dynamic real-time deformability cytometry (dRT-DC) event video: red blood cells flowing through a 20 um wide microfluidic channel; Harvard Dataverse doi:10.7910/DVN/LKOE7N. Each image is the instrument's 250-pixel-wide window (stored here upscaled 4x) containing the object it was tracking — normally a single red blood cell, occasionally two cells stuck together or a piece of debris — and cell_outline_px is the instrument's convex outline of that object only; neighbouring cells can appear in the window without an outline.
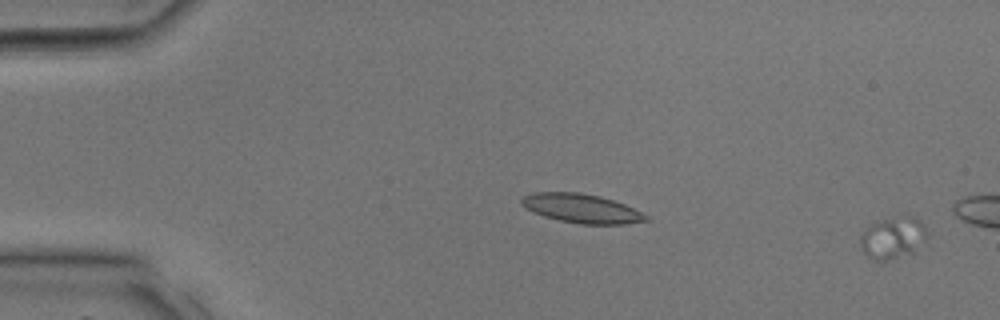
{"species": "common noctule bat (a hibernating species)", "species_latin": "Nyctalus noctula", "temperature_condition": "room temperature", "stored_images_in_passage": 12, "camera_frame_rate_fps": 3000, "um_per_image_px": 0.085, "animal": {"sex": "male", "body_mass_g": 17.9, "forearm_length_mm": 54.2}, "frame": {"image": 1, "passage_image": 1, "time_ms": 0.0, "image_size_px": [1000, 320], "cell_outline_px": [[928, 236], [912, 252], [884, 260], [876, 260], [868, 256], [864, 252], [860, 244], [860, 236], [876, 220], [908, 216], [912, 216], [920, 220], [924, 224], [928, 232]], "centroid_in_image_um": [75.91, 20.18], "position_along_channel_um": 9.1, "area_um2": 15.84}}
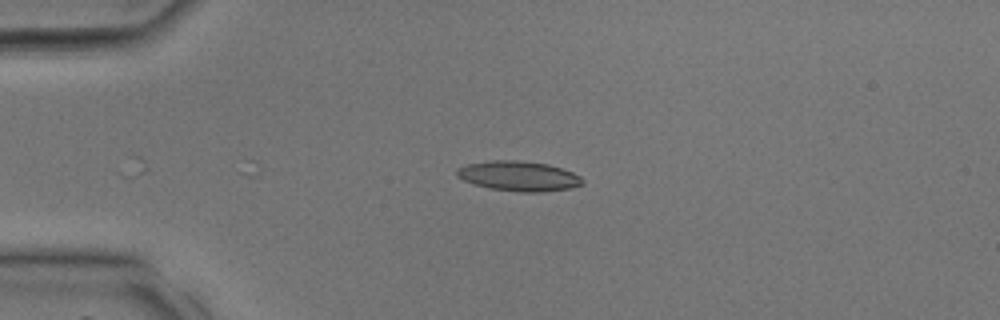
{"frame": {"image": 2, "passage_image": 12, "time_ms": 3.667, "image_size_px": [1000, 320], "cell_outline_px": [[584, 184], [572, 188], [544, 192], [520, 192], [492, 188], [476, 184], [464, 180], [456, 176], [456, 168], [468, 164], [488, 160], [516, 160], [548, 164], [572, 172], [580, 176], [584, 180]], "centroid_in_image_um": [44.11, 14.96], "position_along_channel_um": 40.9, "area_um2": 21.91}}